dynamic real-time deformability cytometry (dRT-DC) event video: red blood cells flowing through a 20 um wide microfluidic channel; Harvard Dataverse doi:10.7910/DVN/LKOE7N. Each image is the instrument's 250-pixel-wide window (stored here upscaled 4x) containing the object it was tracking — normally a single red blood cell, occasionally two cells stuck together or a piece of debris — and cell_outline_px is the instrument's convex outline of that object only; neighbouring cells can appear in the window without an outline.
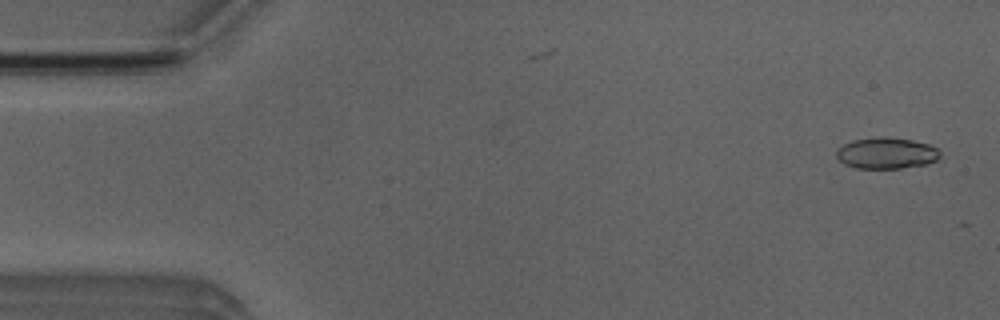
{"species": "Egyptian fruit bat (a non-hibernating species)", "species_latin": "Rousettus aegyptiacus", "temperature_condition": "room temperature", "stored_images_in_passage": 8, "camera_frame_rate_fps": 3000, "um_per_image_px": 0.085, "animal": {"sex": "male"}, "frame": {"image": 1, "passage_image": 1, "time_ms": 0.0, "image_size_px": [1000, 320], "cell_outline_px": [[940, 156], [936, 160], [928, 164], [900, 168], [856, 168], [844, 164], [836, 156], [836, 148], [852, 140], [880, 136], [884, 136], [912, 140], [928, 144], [936, 148], [940, 152]], "centroid_in_image_um": [75.32, 13.01], "position_along_channel_um": 9.7, "area_um2": 18.96}}